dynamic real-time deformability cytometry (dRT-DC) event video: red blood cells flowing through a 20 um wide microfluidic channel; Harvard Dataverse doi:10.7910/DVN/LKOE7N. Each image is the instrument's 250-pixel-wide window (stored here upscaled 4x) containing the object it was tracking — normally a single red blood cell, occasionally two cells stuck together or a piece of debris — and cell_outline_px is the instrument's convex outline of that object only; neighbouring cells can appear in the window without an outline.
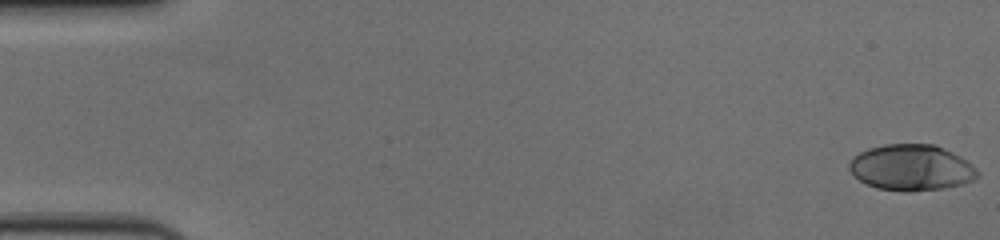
{"species": "human", "species_latin": "Homo sapiens", "temperature_condition": "cold", "stored_images_in_passage": 57, "camera_frame_rate_fps": 3000, "um_per_image_px": 0.085, "donor": {"sex": "female"}, "frame": {"image": 1, "passage_image": 1, "time_ms": 0.0, "image_size_px": [1000, 240], "cell_outline_px": [[980, 176], [964, 184], [944, 188], [908, 192], [904, 192], [876, 188], [860, 180], [848, 168], [848, 164], [852, 156], [868, 148], [884, 144], [936, 144], [960, 156], [972, 164], [980, 172]], "centroid_in_image_um": [77.48, 14.24], "position_along_channel_um": 7.5, "area_um2": 34.68}}
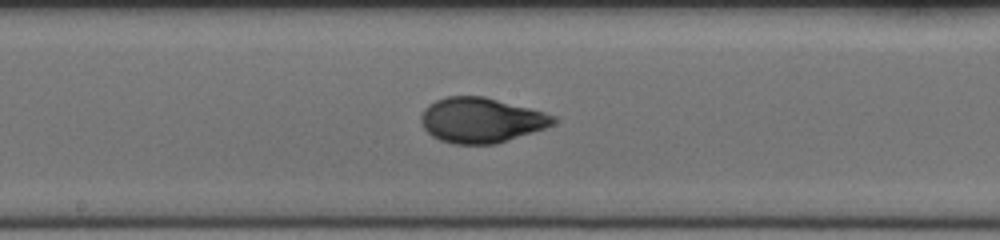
{"frame": {"image": 2, "passage_image": 31, "time_ms": 10.0, "image_size_px": [1000, 240], "cell_outline_px": [[556, 120], [552, 124], [544, 128], [496, 144], [456, 144], [440, 140], [432, 136], [420, 124], [420, 116], [424, 108], [428, 104], [444, 96], [484, 96], [544, 112], [556, 116]], "centroid_in_image_um": [40.84, 10.21], "position_along_channel_um": 207.4, "area_um2": 34.68}}
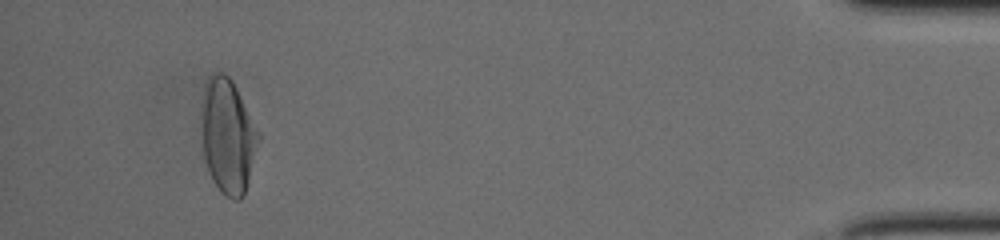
{"frame": {"image": 3, "passage_image": 54, "time_ms": 17.667, "image_size_px": [1000, 240], "cell_outline_px": [[260, 136], [244, 196], [240, 200], [232, 200], [220, 192], [212, 180], [208, 172], [204, 160], [204, 84], [208, 76], [216, 72], [224, 72], [232, 80], [260, 132]], "centroid_in_image_um": [19.4, 11.6], "position_along_channel_um": 415.8, "area_um2": 37.51}, "authors_computed_cell_mechanics": {"area_um2": 34.102, "velocity_mm_per_s": 3.624, "shape_relaxation_time_tau1_ms": 4.6981, "shape_relaxation_time_tau2_ms": 0.8531, "deformation_change_tau1": 0.1871, "deformation_change_tau2": 0.0578}}